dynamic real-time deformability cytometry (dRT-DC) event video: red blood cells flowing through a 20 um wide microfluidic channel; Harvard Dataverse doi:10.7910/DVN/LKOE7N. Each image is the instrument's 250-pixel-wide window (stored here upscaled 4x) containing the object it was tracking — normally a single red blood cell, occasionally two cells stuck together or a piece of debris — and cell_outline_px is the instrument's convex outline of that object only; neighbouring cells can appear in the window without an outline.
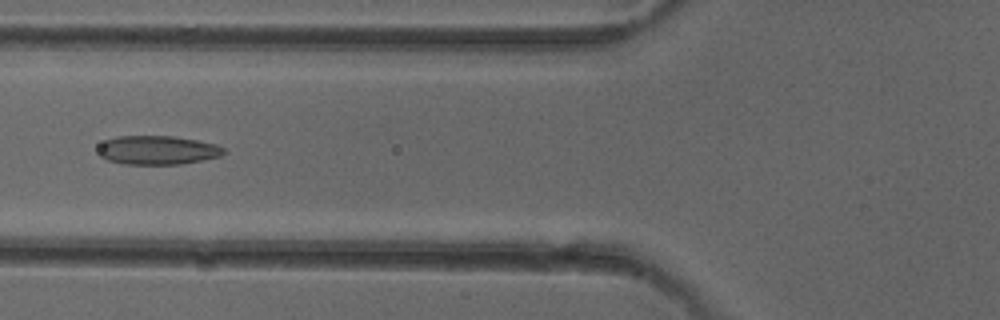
{"species": "common noctule bat (a hibernating species)", "species_latin": "Nyctalus noctula", "temperature_condition": "cold", "stored_images_in_passage": 6, "camera_frame_rate_fps": 3000, "um_per_image_px": 0.085, "animal": {"sex": "female"}, "frame": {"image": 1, "passage_image": 5, "time_ms": 4.667, "image_size_px": [1000, 320], "cell_outline_px": [[224, 152], [220, 156], [180, 164], [124, 164], [108, 160], [100, 156], [100, 144], [104, 140], [116, 136], [172, 136], [196, 140], [216, 144], [224, 148]], "centroid_in_image_um": [13.37, 12.75], "position_along_channel_um": 112.4, "area_um2": 20.92}}
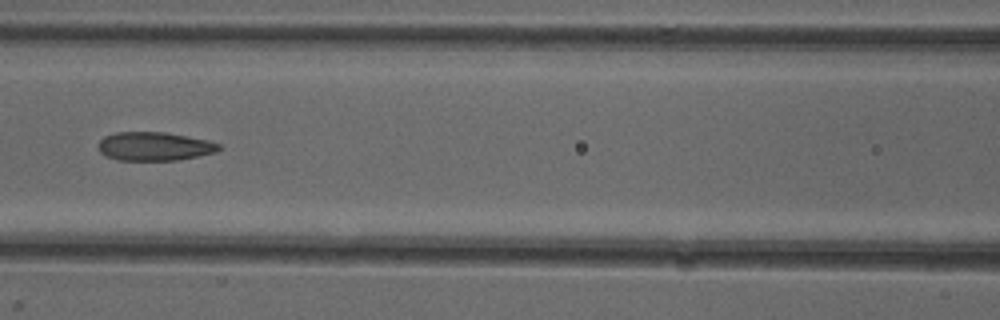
{"frame": {"image": 2, "passage_image": 6, "time_ms": 5.667, "image_size_px": [1000, 320], "cell_outline_px": [[220, 148], [216, 152], [176, 160], [116, 160], [100, 152], [100, 140], [104, 136], [116, 132], [164, 132], [208, 140], [220, 144]], "centroid_in_image_um": [13.12, 12.43], "position_along_channel_um": 153.5, "area_um2": 19.88}}